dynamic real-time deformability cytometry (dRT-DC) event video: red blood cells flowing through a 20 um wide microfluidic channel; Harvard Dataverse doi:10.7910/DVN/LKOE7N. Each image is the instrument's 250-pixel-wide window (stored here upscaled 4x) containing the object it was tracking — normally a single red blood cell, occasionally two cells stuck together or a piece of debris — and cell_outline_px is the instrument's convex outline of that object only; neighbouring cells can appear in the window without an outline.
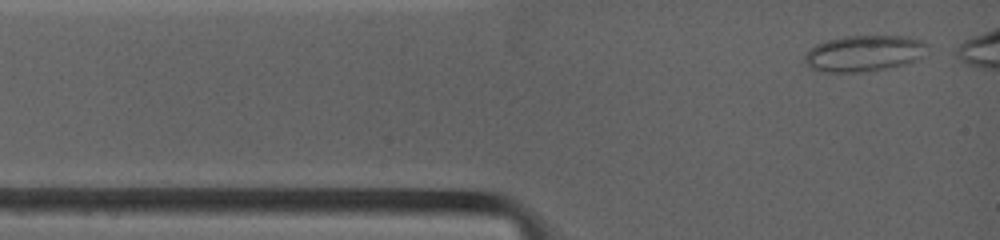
{"species": "common noctule bat (a hibernating species)", "species_latin": "Nyctalus noctula", "temperature_condition": "warm", "stored_images_in_passage": 55, "camera_frame_rate_fps": 4500, "um_per_image_px": 0.085, "animal": {"sex": "female", "body_mass_g": 19.0, "forearm_length_mm": 53.3}, "frame": {"image": 1, "passage_image": 1, "time_ms": 0.0, "image_size_px": [1000, 240], "cell_outline_px": [[928, 44], [924, 56], [904, 64], [884, 68], [860, 72], [816, 72], [804, 64], [804, 56], [816, 44], [828, 40], [844, 36], [908, 36], [920, 40]], "centroid_in_image_um": [73.41, 4.54], "position_along_channel_um": 11.6, "area_um2": 25.84}}
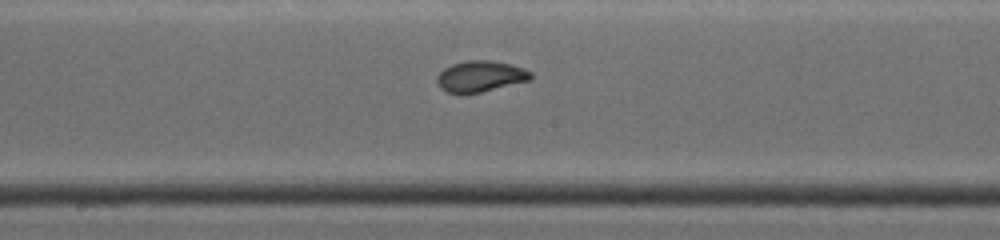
{"frame": {"image": 2, "passage_image": 39, "time_ms": 5.778, "image_size_px": [1000, 240], "cell_outline_px": [[532, 80], [480, 92], [444, 92], [436, 84], [436, 76], [444, 68], [452, 64], [468, 60], [492, 60], [524, 68], [532, 72]], "centroid_in_image_um": [40.83, 6.48], "position_along_channel_um": 207.4, "area_um2": 16.94}}
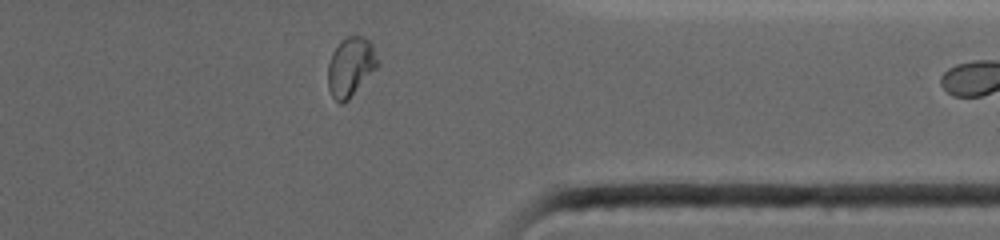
{"frame": {"image": 3, "passage_image": 54, "time_ms": 10.444, "image_size_px": [1000, 240], "cell_outline_px": [[380, 64], [348, 100], [344, 104], [340, 104], [332, 96], [328, 88], [328, 64], [332, 52], [340, 40], [348, 36], [364, 36], [372, 44], [380, 60]], "centroid_in_image_um": [29.81, 5.67], "position_along_channel_um": 381.6, "area_um2": 17.34}}